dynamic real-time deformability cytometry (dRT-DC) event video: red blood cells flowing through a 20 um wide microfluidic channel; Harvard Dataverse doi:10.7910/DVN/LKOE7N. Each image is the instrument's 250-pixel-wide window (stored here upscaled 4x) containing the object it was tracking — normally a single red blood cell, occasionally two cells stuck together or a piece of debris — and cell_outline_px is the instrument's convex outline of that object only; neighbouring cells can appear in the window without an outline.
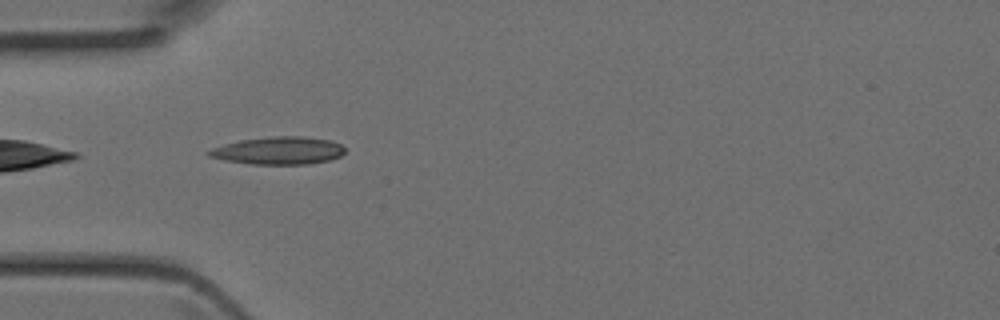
{"species": "Egyptian fruit bat (a non-hibernating species)", "species_latin": "Rousettus aegyptiacus", "temperature_condition": "room temperature", "stored_images_in_passage": 32, "camera_frame_rate_fps": 3000, "um_per_image_px": 0.085, "animal": {"sex": "female"}, "frame": {"image": 1, "passage_image": 1, "time_ms": 0.0, "image_size_px": [1000, 320], "cell_outline_px": [[344, 152], [340, 156], [328, 160], [308, 164], [252, 164], [224, 160], [208, 156], [204, 152], [212, 148], [224, 144], [240, 140], [272, 136], [300, 136], [332, 140], [340, 144], [344, 148]], "centroid_in_image_um": [23.65, 12.8], "position_along_channel_um": 61.4, "area_um2": 21.91}}
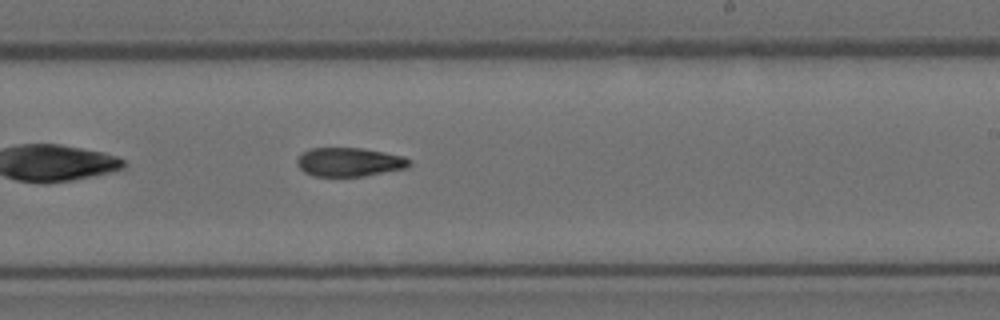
{"frame": {"image": 2, "passage_image": 14, "time_ms": 4.333, "image_size_px": [1000, 320], "cell_outline_px": [[412, 164], [408, 168], [364, 176], [312, 176], [304, 172], [300, 168], [296, 160], [304, 152], [312, 148], [360, 148], [384, 152], [404, 156], [412, 160]], "centroid_in_image_um": [29.75, 13.78], "position_along_channel_um": 259.3, "area_um2": 18.9}}
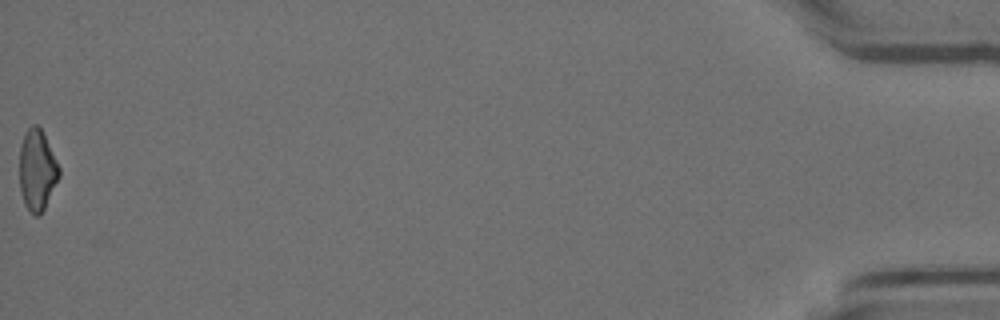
{"frame": {"image": 3, "passage_image": 32, "time_ms": 10.333, "image_size_px": [1000, 320], "cell_outline_px": [[60, 176], [44, 208], [36, 216], [24, 204], [20, 188], [20, 144], [24, 132], [32, 124], [36, 124], [40, 128], [60, 168]], "centroid_in_image_um": [3.14, 14.43], "position_along_channel_um": 432.1, "area_um2": 18.32}}